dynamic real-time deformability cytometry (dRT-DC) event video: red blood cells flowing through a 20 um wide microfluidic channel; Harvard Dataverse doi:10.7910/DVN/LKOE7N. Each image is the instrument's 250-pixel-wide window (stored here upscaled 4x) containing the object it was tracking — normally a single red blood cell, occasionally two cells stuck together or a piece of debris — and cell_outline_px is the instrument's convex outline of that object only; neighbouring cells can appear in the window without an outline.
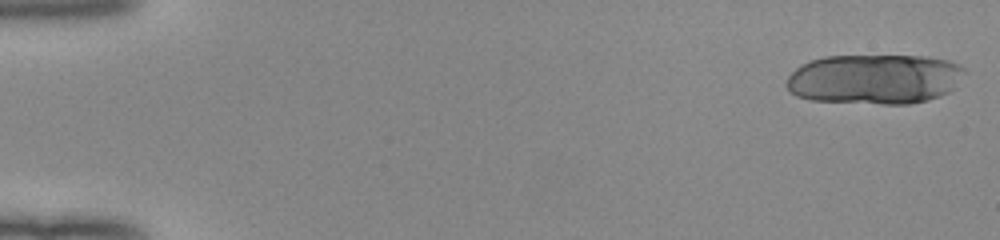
{"species": "human", "species_latin": "Homo sapiens", "temperature_condition": "room temperature", "stored_images_in_passage": 18, "camera_frame_rate_fps": 3000, "um_per_image_px": 0.085, "donor": {"sex": "female"}, "frame": {"image": 1, "passage_image": 1, "time_ms": 0.0, "image_size_px": [1000, 240], "cell_outline_px": [[968, 72], [956, 88], [940, 96], [928, 100], [908, 104], [884, 104], [812, 100], [796, 96], [784, 84], [788, 76], [800, 64], [808, 60], [824, 56], [924, 56], [948, 60], [960, 64]], "centroid_in_image_um": [74.38, 6.72], "position_along_channel_um": 10.6, "area_um2": 52.54}}